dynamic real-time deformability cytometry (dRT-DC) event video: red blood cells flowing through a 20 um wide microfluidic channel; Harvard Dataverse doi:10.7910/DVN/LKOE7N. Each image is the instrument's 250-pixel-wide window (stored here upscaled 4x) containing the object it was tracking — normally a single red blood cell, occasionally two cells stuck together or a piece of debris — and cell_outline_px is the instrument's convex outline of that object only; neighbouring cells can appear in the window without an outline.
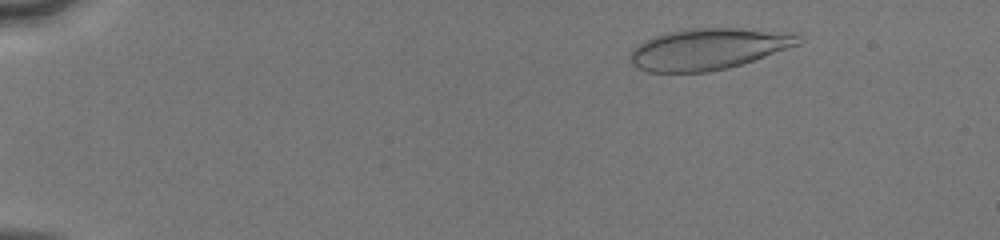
{"species": "human", "species_latin": "Homo sapiens", "temperature_condition": "cold", "stored_images_in_passage": 49, "camera_frame_rate_fps": 3000, "um_per_image_px": 0.085, "donor": {"sex": "male"}, "frame": {"image": 1, "passage_image": 6, "time_ms": 1.667, "image_size_px": [1000, 240], "cell_outline_px": [[804, 40], [800, 44], [728, 68], [708, 72], [648, 72], [636, 68], [632, 64], [628, 56], [632, 48], [636, 44], [644, 40], [668, 32], [688, 28], [740, 28], [800, 32]], "centroid_in_image_um": [60.22, 4.15], "position_along_channel_um": 24.8, "area_um2": 40.98}}
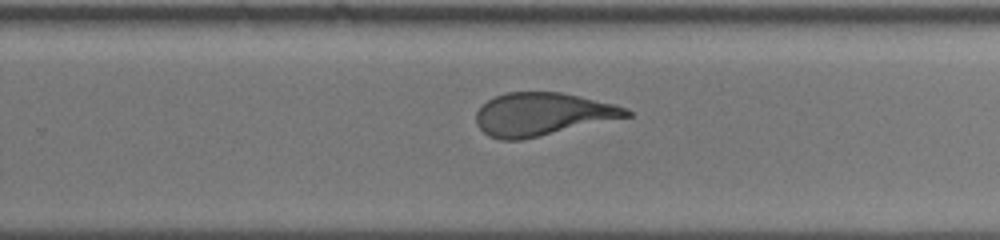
{"frame": {"image": 2, "passage_image": 33, "time_ms": 10.667, "image_size_px": [1000, 240], "cell_outline_px": [[632, 116], [540, 136], [520, 140], [500, 140], [488, 136], [476, 124], [476, 112], [488, 100], [496, 96], [508, 92], [560, 92], [580, 96], [628, 108], [632, 112]], "centroid_in_image_um": [46.1, 9.71], "position_along_channel_um": 283.7, "area_um2": 37.45}}
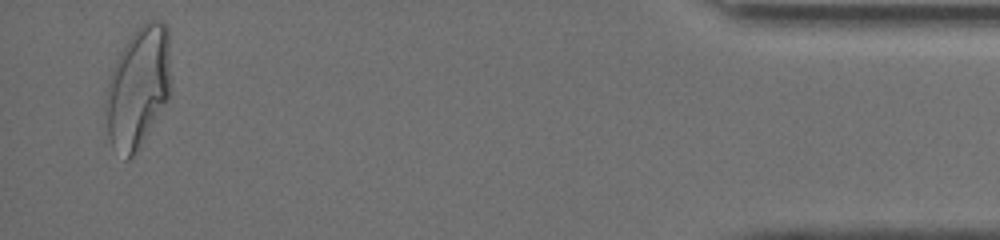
{"frame": {"image": 3, "passage_image": 48, "time_ms": 15.667, "image_size_px": [1000, 240], "cell_outline_px": [[168, 96], [132, 156], [128, 160], [124, 160], [112, 148], [108, 136], [104, 108], [104, 100], [108, 80], [116, 60], [120, 52], [136, 28], [144, 20], [160, 20], [168, 28]], "centroid_in_image_um": [11.66, 7.4], "position_along_channel_um": 423.5, "area_um2": 44.97}, "authors_computed_cell_mechanics": {"area_um2": 39.6508, "velocity_mm_per_s": 4.1168, "shape_relaxation_time_tau1_ms": 4.0164, "shape_relaxation_time_tau2_ms": 0.897, "deformation_change_tau1": 0.1792, "deformation_change_tau2": 0.071}}